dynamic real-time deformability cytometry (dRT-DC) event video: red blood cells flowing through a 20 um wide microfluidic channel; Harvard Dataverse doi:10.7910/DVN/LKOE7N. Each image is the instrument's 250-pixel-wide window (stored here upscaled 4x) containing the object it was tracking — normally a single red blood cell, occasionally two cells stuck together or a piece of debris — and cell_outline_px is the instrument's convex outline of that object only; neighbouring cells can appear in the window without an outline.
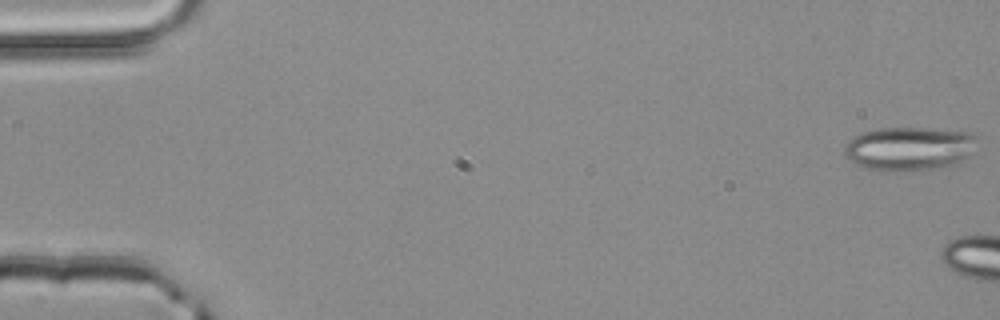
{"species": "common noctule bat (a hibernating species)", "species_latin": "Nyctalus noctula", "temperature_condition": "room temperature", "stored_images_in_passage": 6, "camera_frame_rate_fps": 3000, "um_per_image_px": 0.085, "animal": {"sex": "male", "body_mass_g": 20.4}, "frame": {"image": 1, "passage_image": 1, "time_ms": 0.0, "image_size_px": [1000, 320], "cell_outline_px": [[976, 136], [964, 156], [960, 160], [952, 164], [940, 168], [908, 172], [884, 172], [864, 168], [856, 164], [844, 156], [844, 144], [848, 140], [864, 132], [876, 128], [924, 128], [972, 132]], "centroid_in_image_um": [77.15, 12.65], "position_along_channel_um": 7.9, "area_um2": 33.7}}